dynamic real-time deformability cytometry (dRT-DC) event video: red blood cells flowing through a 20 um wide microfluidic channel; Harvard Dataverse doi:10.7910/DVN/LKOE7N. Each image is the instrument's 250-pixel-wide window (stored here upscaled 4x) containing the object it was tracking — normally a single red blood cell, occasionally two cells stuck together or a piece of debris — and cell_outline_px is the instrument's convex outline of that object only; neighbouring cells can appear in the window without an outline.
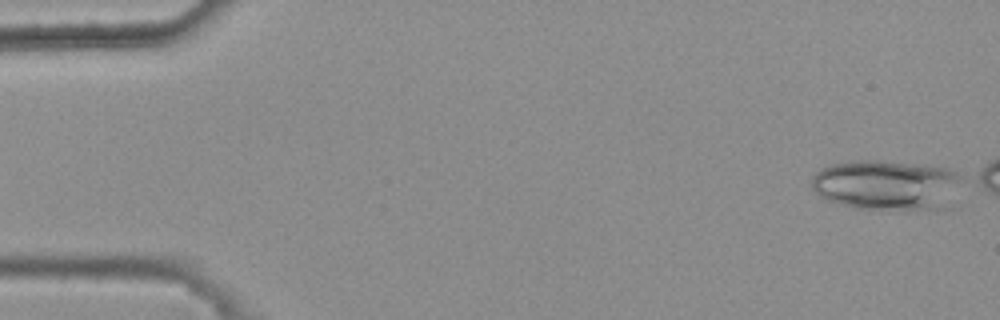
{"species": "common noctule bat (a hibernating species)", "species_latin": "Nyctalus noctula", "temperature_condition": "warm", "stored_images_in_passage": 11, "camera_frame_rate_fps": 3000, "um_per_image_px": 0.085, "animal": {"sex": "female", "body_mass_g": 25.1}, "frame": {"image": 1, "passage_image": 1, "time_ms": 0.0, "image_size_px": [1000, 320], "cell_outline_px": [[964, 176], [952, 208], [856, 208], [828, 200], [820, 196], [812, 188], [812, 176], [820, 168], [832, 164], [852, 160], [880, 160], [924, 164], [948, 168]], "centroid_in_image_um": [75.45, 15.7], "position_along_channel_um": 9.6, "area_um2": 44.45}}